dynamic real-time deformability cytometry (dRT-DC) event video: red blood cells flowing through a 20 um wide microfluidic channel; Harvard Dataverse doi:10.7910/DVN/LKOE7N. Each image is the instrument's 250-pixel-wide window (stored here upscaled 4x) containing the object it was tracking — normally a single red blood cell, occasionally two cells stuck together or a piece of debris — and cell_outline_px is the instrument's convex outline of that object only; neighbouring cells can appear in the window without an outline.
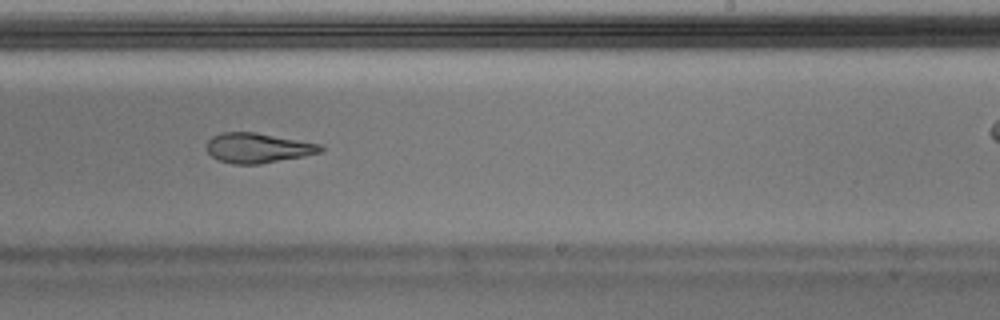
{"species": "Egyptian fruit bat (a non-hibernating species)", "species_latin": "Rousettus aegyptiacus", "temperature_condition": "warm", "stored_images_in_passage": 29, "camera_frame_rate_fps": 3000, "um_per_image_px": 0.085, "animal": {"sex": "male"}, "frame": {"image": 1, "passage_image": 17, "time_ms": 5.333, "image_size_px": [1000, 320], "cell_outline_px": [[324, 148], [320, 152], [304, 156], [260, 164], [232, 164], [220, 160], [212, 156], [208, 152], [208, 140], [212, 136], [224, 132], [256, 132], [324, 144]], "centroid_in_image_um": [21.96, 12.57], "position_along_channel_um": 267.0, "area_um2": 19.88}}